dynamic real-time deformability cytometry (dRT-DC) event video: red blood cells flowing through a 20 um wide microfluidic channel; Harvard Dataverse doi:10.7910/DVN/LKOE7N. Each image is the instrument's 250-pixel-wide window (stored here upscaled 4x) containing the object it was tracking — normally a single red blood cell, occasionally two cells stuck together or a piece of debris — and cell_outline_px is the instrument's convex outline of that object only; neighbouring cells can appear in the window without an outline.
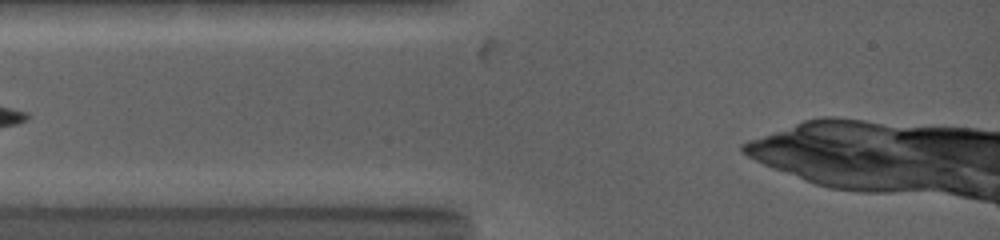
{"species": "common noctule bat (a hibernating species)", "species_latin": "Nyctalus noctula", "temperature_condition": "warm", "stored_images_in_passage": 6, "camera_frame_rate_fps": 5000, "um_per_image_px": 0.085, "animal": {"sex": "female", "body_mass_g": 19.0, "forearm_length_mm": 53.3}, "frame": {"image": 1, "passage_image": 3, "time_ms": 0.4, "image_size_px": [1000, 240], "cell_outline_px": [[436, 164], [424, 168], [332, 168], [292, 164], [288, 160], [296, 156], [404, 156], [436, 160]], "centroid_in_image_um": [30.86, 13.76], "position_along_channel_um": 54.1, "area_um2": 11.33}}